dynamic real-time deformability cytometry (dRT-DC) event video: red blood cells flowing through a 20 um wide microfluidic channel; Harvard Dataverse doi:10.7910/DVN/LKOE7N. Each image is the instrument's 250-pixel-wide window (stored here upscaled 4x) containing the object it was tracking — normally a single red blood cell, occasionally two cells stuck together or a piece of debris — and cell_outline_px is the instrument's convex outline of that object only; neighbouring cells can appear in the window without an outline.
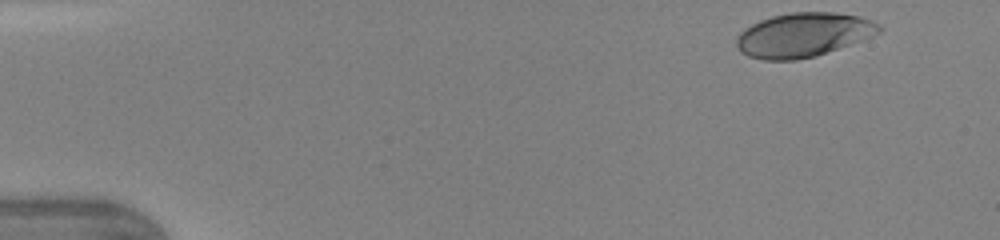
{"species": "human", "species_latin": "Homo sapiens", "temperature_condition": "warm", "stored_images_in_passage": 43, "camera_frame_rate_fps": 3000, "um_per_image_px": 0.085, "donor": {"sex": "female"}, "frame": {"image": 1, "passage_image": 1, "time_ms": 0.0, "image_size_px": [1000, 240], "cell_outline_px": [[884, 28], [880, 32], [816, 56], [796, 60], [764, 60], [748, 56], [740, 52], [736, 44], [736, 36], [744, 28], [760, 20], [772, 16], [792, 12], [832, 12], [860, 16], [872, 20], [880, 24]], "centroid_in_image_um": [68.25, 2.96], "position_along_channel_um": 16.8, "area_um2": 36.59}}
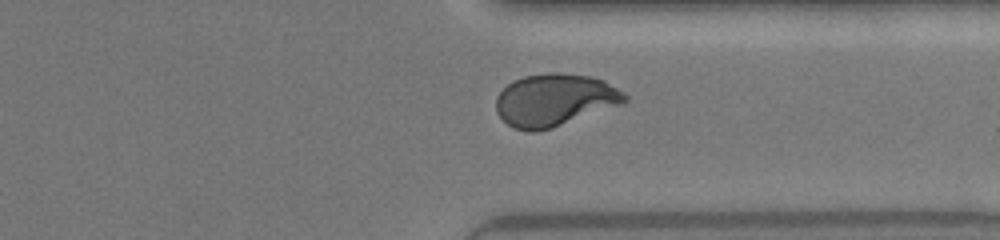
{"frame": {"image": 2, "passage_image": 33, "time_ms": 10.667, "image_size_px": [1000, 240], "cell_outline_px": [[628, 100], [624, 104], [552, 128], [536, 132], [528, 132], [512, 128], [496, 112], [496, 96], [508, 84], [524, 76], [548, 72], [560, 72], [592, 76], [604, 80], [624, 92], [628, 96]], "centroid_in_image_um": [47.17, 8.5], "position_along_channel_um": 364.2, "area_um2": 39.71}}
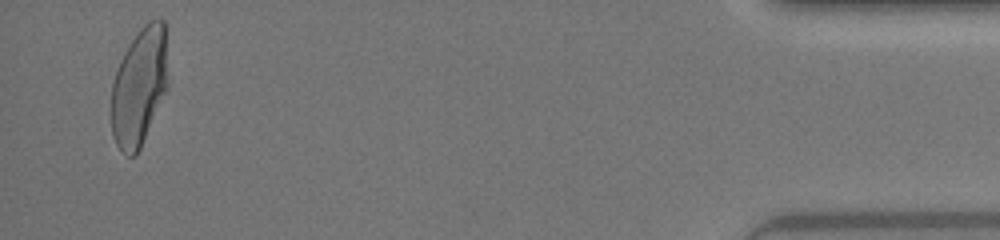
{"frame": {"image": 3, "passage_image": 42, "time_ms": 13.667, "image_size_px": [1000, 240], "cell_outline_px": [[168, 88], [140, 148], [136, 156], [128, 156], [120, 152], [112, 136], [112, 84], [120, 60], [124, 52], [140, 28], [148, 20], [164, 20], [168, 84]], "centroid_in_image_um": [11.84, 7.4], "position_along_channel_um": 423.4, "area_um2": 38.9}, "authors_computed_cell_mechanics": {"area_um2": 38.3792, "velocity_mm_per_s": 4.3559, "shape_relaxation_time_tau1_ms": 5.415, "shape_relaxation_time_tau2_ms": null, "deformation_change_tau1": 0.2213, "deformation_change_tau2": null}}